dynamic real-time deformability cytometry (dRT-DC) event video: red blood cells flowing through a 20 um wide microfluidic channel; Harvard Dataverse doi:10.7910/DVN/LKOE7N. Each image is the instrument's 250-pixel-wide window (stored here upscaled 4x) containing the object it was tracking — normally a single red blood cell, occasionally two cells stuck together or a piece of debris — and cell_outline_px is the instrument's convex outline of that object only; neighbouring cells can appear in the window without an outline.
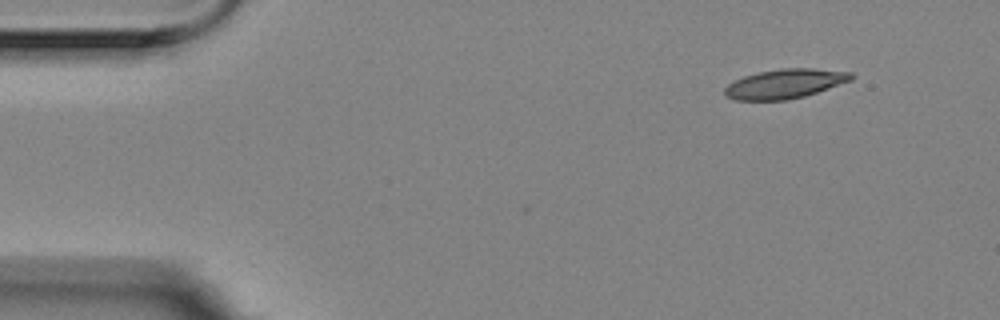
{"species": "Egyptian fruit bat (a non-hibernating species)", "species_latin": "Rousettus aegyptiacus", "temperature_condition": "room temperature", "stored_images_in_passage": 4, "camera_frame_rate_fps": 3000, "um_per_image_px": 0.085, "animal": {"sex": "female"}, "frame": {"image": 1, "passage_image": 1, "time_ms": 0.0, "image_size_px": [1000, 320], "cell_outline_px": [[856, 76], [852, 80], [804, 96], [788, 100], [736, 100], [724, 96], [724, 88], [728, 84], [744, 76], [756, 72], [780, 68], [812, 68], [852, 72]], "centroid_in_image_um": [66.71, 7.11], "position_along_channel_um": 18.3, "area_um2": 21.79}}
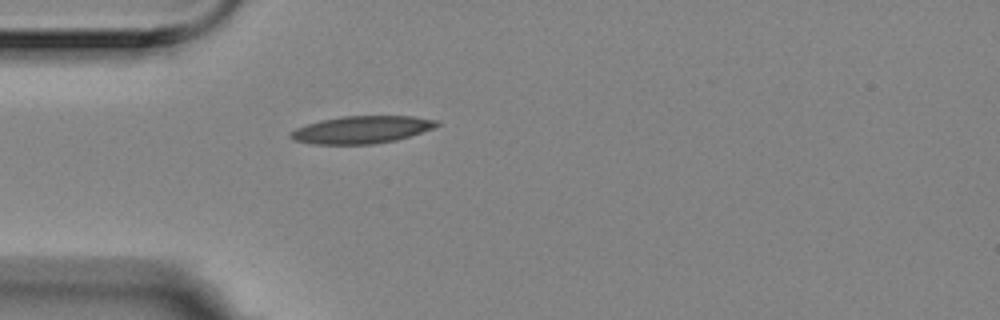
{"frame": {"image": 2, "passage_image": 4, "time_ms": 1.0, "image_size_px": [1000, 320], "cell_outline_px": [[440, 124], [432, 128], [396, 140], [372, 144], [312, 144], [292, 140], [288, 136], [288, 132], [304, 124], [320, 120], [340, 116], [412, 116], [436, 120]], "centroid_in_image_um": [30.64, 11.02], "position_along_channel_um": 54.4, "area_um2": 23.41}}